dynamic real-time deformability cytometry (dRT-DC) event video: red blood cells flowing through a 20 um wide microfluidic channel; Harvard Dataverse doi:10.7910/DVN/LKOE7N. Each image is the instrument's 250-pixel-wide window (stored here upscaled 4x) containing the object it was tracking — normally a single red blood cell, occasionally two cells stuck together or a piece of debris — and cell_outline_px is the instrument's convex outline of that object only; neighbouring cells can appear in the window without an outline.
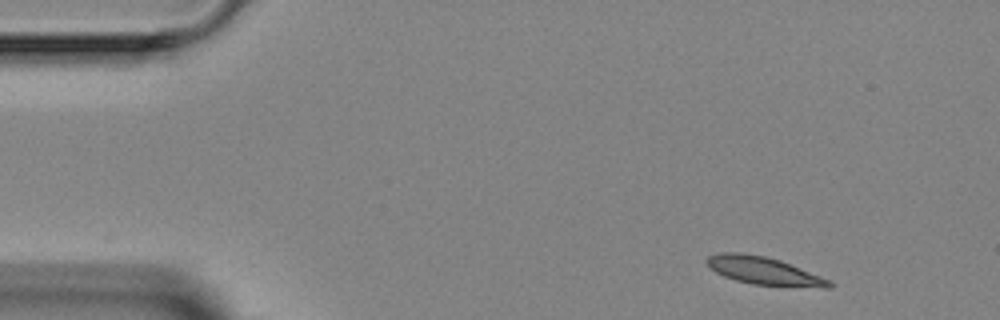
{"species": "Egyptian fruit bat (a non-hibernating species)", "species_latin": "Rousettus aegyptiacus", "temperature_condition": "room temperature", "stored_images_in_passage": 5, "segment_of_instrument_passage": [2, 2], "camera_frame_rate_fps": 3000, "um_per_image_px": 0.085, "animal": {"sex": "female"}, "frame": {"image": 1, "passage_image": 5, "time_ms": 4.667, "image_size_px": [1000, 320], "cell_outline_px": [[836, 284], [832, 288], [820, 288], [752, 284], [736, 280], [724, 276], [716, 272], [704, 260], [708, 256], [716, 252], [740, 252], [764, 256], [780, 260], [820, 276]], "centroid_in_image_um": [64.93, 23.02], "position_along_channel_um": 20.1, "area_um2": 19.83}}